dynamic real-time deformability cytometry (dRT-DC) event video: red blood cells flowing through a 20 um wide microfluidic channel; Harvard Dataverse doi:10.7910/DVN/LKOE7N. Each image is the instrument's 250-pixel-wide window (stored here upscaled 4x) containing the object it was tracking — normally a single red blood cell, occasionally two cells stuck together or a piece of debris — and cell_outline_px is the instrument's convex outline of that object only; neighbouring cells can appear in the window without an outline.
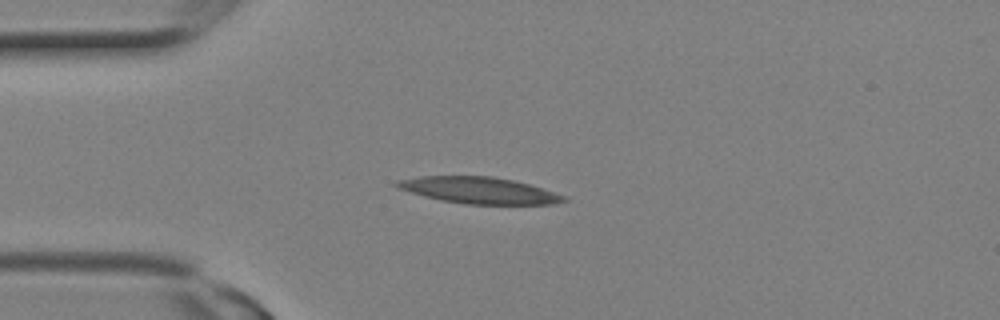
{"species": "Egyptian fruit bat (a non-hibernating species)", "species_latin": "Rousettus aegyptiacus", "temperature_condition": "room temperature", "stored_images_in_passage": 9, "camera_frame_rate_fps": 3000, "um_per_image_px": 0.085, "animal": {"sex": "female"}, "frame": {"image": 1, "passage_image": 6, "time_ms": 1.667, "image_size_px": [1000, 320], "cell_outline_px": [[568, 200], [552, 204], [464, 204], [440, 200], [424, 196], [396, 188], [392, 184], [396, 180], [420, 176], [492, 176], [512, 180], [528, 184], [568, 196]], "centroid_in_image_um": [40.68, 16.18], "position_along_channel_um": 44.3, "area_um2": 25.84}}
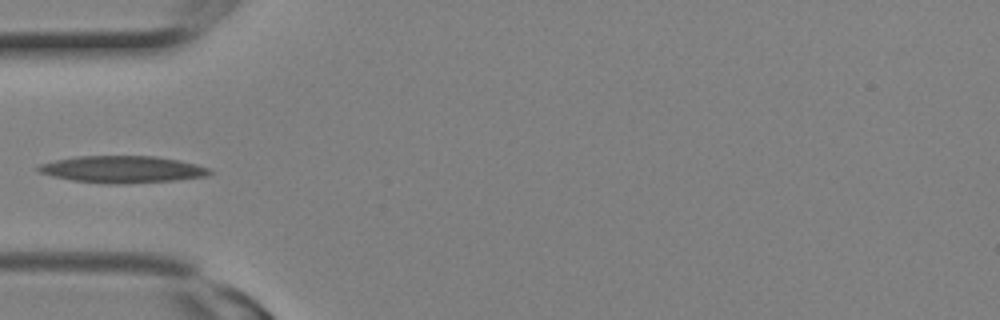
{"frame": {"image": 2, "passage_image": 8, "time_ms": 2.333, "image_size_px": [1000, 320], "cell_outline_px": [[216, 172], [208, 176], [176, 180], [124, 184], [108, 184], [72, 180], [52, 176], [36, 172], [36, 168], [40, 164], [56, 160], [76, 156], [156, 156], [180, 160], [212, 168]], "centroid_in_image_um": [10.45, 14.4], "position_along_channel_um": 74.5, "area_um2": 27.28}}